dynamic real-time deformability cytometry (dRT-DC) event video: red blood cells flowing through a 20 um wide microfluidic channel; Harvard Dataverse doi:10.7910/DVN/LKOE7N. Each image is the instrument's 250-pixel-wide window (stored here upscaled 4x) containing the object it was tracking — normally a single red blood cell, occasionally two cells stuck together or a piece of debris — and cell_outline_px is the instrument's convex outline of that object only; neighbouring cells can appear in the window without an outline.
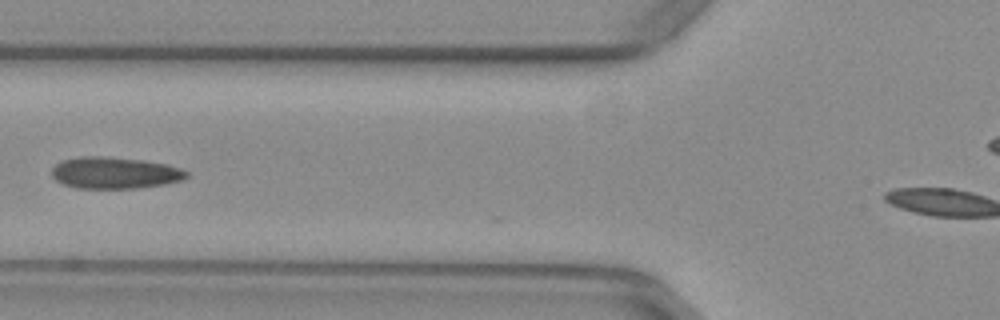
{"species": "common noctule bat (a hibernating species)", "species_latin": "Nyctalus noctula", "temperature_condition": "warm", "stored_images_in_passage": 24, "camera_frame_rate_fps": 3000, "um_per_image_px": 0.085, "animal": {"sex": "female", "body_mass_g": 29.2, "forearm_length_mm": 56.3}, "frame": {"image": 1, "passage_image": 2, "time_ms": 0.333, "image_size_px": [1000, 320], "cell_outline_px": [[188, 176], [184, 180], [164, 184], [136, 188], [76, 188], [64, 184], [56, 180], [52, 176], [52, 168], [56, 164], [64, 160], [80, 156], [100, 156], [144, 160], [168, 164], [180, 168], [188, 172]], "centroid_in_image_um": [9.78, 14.69], "position_along_channel_um": 116.0, "area_um2": 24.85}}
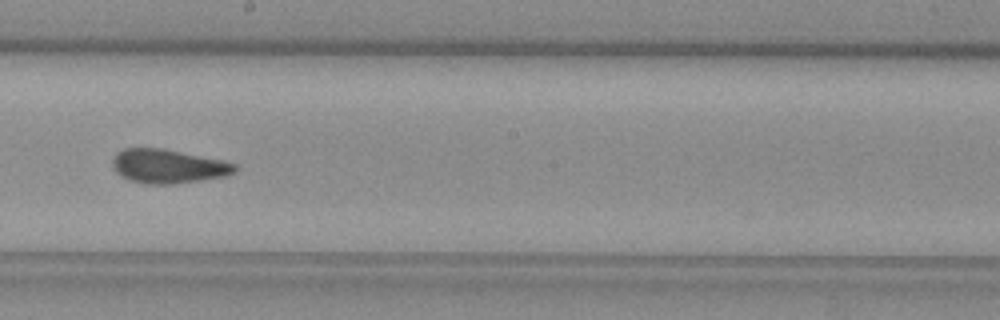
{"frame": {"image": 2, "passage_image": 11, "time_ms": 3.333, "image_size_px": [1000, 320], "cell_outline_px": [[240, 168], [236, 172], [228, 176], [176, 184], [144, 184], [128, 180], [120, 176], [112, 168], [112, 160], [116, 152], [124, 148], [160, 148], [224, 160], [236, 164]], "centroid_in_image_um": [14.3, 14.14], "position_along_channel_um": 233.9, "area_um2": 24.68}}
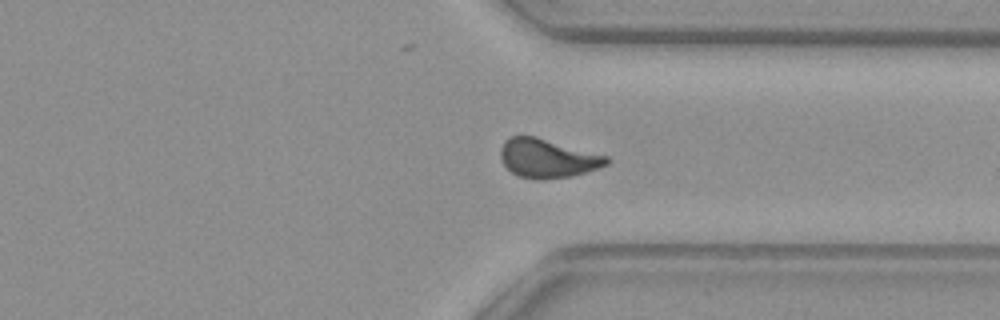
{"frame": {"image": 3, "passage_image": 21, "time_ms": 6.667, "image_size_px": [1000, 320], "cell_outline_px": [[612, 160], [608, 164], [600, 168], [572, 176], [544, 180], [540, 180], [516, 176], [500, 160], [500, 148], [504, 140], [508, 136], [536, 136], [608, 156]], "centroid_in_image_um": [46.54, 13.46], "position_along_channel_um": 364.9, "area_um2": 24.39}}